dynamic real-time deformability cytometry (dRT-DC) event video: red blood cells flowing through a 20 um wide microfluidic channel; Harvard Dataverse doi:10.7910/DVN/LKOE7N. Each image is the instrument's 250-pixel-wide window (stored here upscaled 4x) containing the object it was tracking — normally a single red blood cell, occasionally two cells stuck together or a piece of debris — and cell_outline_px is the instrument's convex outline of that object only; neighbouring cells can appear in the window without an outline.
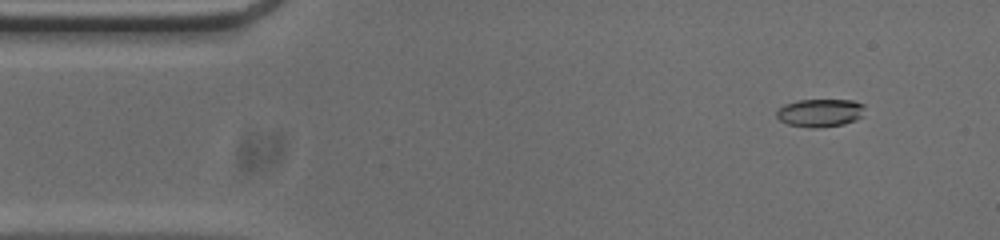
{"species": "common noctule bat (a hibernating species)", "species_latin": "Nyctalus noctula", "temperature_condition": "cold", "stored_images_in_passage": 51, "camera_frame_rate_fps": 3000, "um_per_image_px": 0.085, "animal": {"sex": "male", "body_mass_g": 20.0, "forearm_length_mm": 53.3}, "frame": {"image": 1, "passage_image": 3, "time_ms": 0.667, "image_size_px": [1000, 240], "cell_outline_px": [[864, 116], [856, 120], [844, 124], [820, 128], [808, 128], [788, 124], [780, 120], [776, 116], [776, 112], [784, 104], [800, 100], [852, 100], [864, 104]], "centroid_in_image_um": [69.74, 9.6], "position_along_channel_um": 15.3, "area_um2": 14.57}}
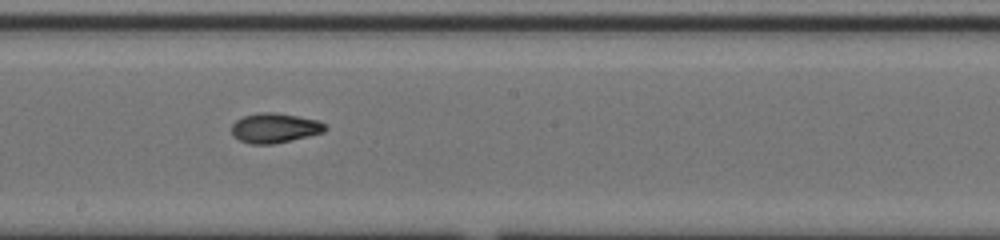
{"frame": {"image": 2, "passage_image": 26, "time_ms": 8.333, "image_size_px": [1000, 240], "cell_outline_px": [[328, 128], [324, 132], [308, 136], [272, 144], [252, 144], [240, 140], [232, 136], [232, 124], [236, 120], [244, 116], [260, 112], [276, 112], [320, 120], [328, 124]], "centroid_in_image_um": [23.39, 10.87], "position_along_channel_um": 224.8, "area_um2": 16.36}}
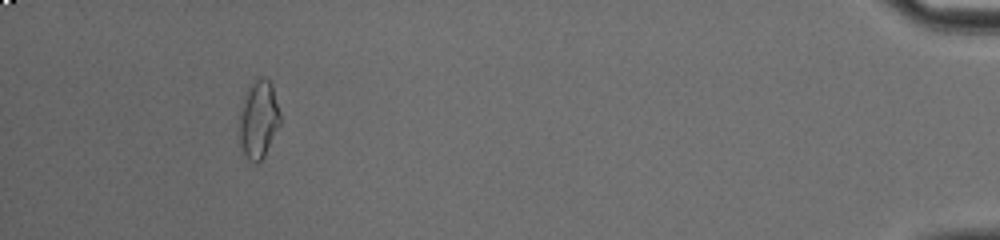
{"frame": {"image": 3, "passage_image": 47, "time_ms": 15.333, "image_size_px": [1000, 240], "cell_outline_px": [[280, 124], [264, 156], [256, 164], [248, 160], [240, 152], [240, 104], [248, 88], [260, 76], [264, 76], [272, 84], [280, 112]], "centroid_in_image_um": [21.96, 10.17], "position_along_channel_um": 413.2, "area_um2": 18.67}, "authors_computed_cell_mechanics": {"area_um2": 16.0106, "velocity_mm_per_s": 3.7976, "shape_relaxation_time_tau1_ms": 5.9193, "shape_relaxation_time_tau2_ms": 3.042, "deformation_change_tau1": 0.1773, "deformation_change_tau2": 0.0715}}